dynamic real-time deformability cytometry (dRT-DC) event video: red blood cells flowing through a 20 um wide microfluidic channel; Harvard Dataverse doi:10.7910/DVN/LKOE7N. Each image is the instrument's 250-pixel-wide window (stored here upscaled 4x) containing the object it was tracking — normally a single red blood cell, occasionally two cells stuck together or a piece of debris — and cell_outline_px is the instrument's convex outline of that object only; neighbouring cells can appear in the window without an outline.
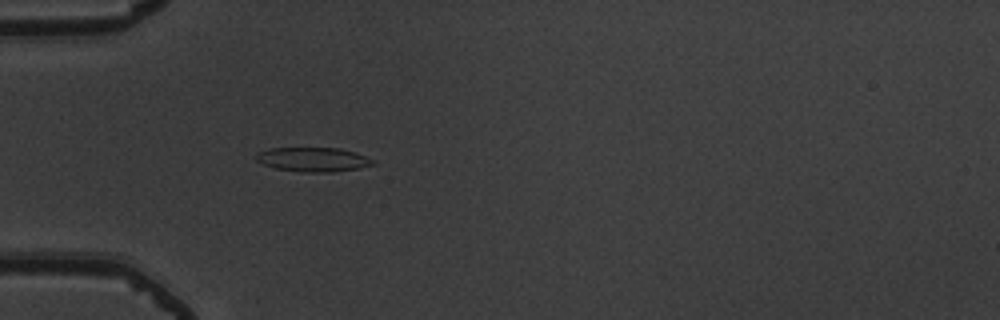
{"species": "common noctule bat (a hibernating species)", "species_latin": "Nyctalus noctula", "temperature_condition": "warm", "stored_images_in_passage": 4, "camera_frame_rate_fps": 3000, "um_per_image_px": 0.085, "animal": {"sex": "male", "body_mass_g": 19.5, "forearm_length_mm": 54.6}, "frame": {"image": 1, "passage_image": 4, "time_ms": 1.0, "image_size_px": [1000, 320], "cell_outline_px": [[376, 164], [360, 168], [332, 172], [304, 172], [276, 168], [264, 164], [256, 160], [256, 152], [268, 148], [340, 148], [356, 152], [372, 160]], "centroid_in_image_um": [26.61, 13.55], "position_along_channel_um": 58.4, "area_um2": 16.47}}